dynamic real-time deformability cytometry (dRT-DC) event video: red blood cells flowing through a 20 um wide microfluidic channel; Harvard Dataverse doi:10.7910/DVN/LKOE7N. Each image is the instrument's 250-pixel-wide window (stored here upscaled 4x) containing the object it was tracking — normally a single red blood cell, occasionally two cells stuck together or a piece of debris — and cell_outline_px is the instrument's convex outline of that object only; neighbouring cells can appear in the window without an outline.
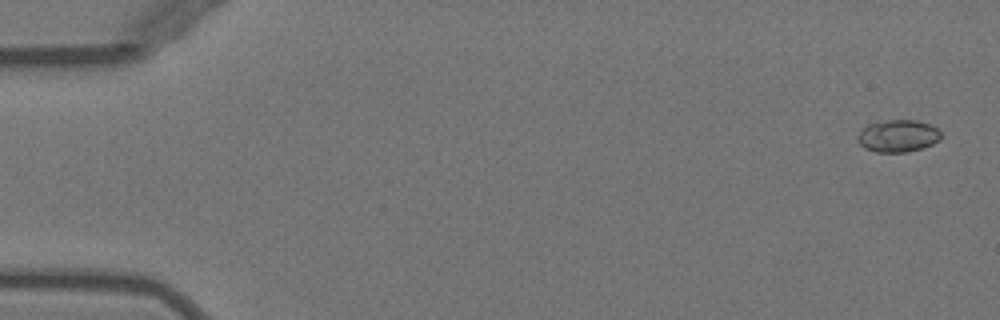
{"species": "Egyptian fruit bat (a non-hibernating species)", "species_latin": "Rousettus aegyptiacus", "temperature_condition": "warm", "stored_images_in_passage": 51, "camera_frame_rate_fps": 3000, "um_per_image_px": 0.085, "animal": {"sex": "female"}, "frame": {"image": 1, "passage_image": 2, "time_ms": 0.333, "image_size_px": [1000, 320], "cell_outline_px": [[940, 140], [932, 144], [920, 148], [904, 152], [876, 152], [864, 148], [856, 140], [856, 136], [868, 124], [888, 120], [916, 120], [928, 124], [936, 128], [940, 132]], "centroid_in_image_um": [76.29, 11.55], "position_along_channel_um": 8.7, "area_um2": 15.49}}
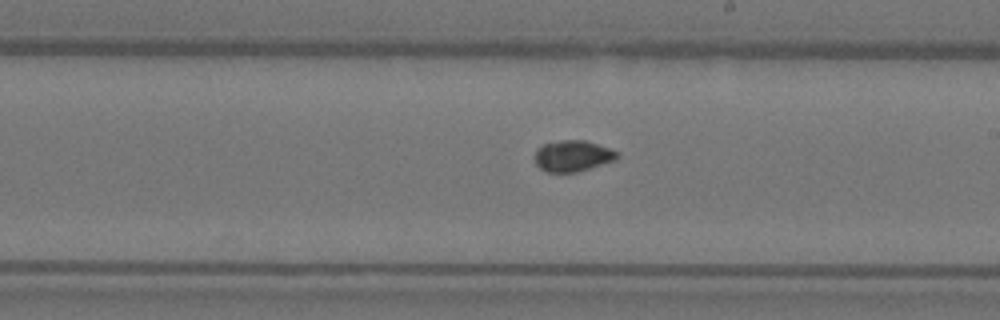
{"frame": {"image": 2, "passage_image": 30, "time_ms": 9.667, "image_size_px": [1000, 320], "cell_outline_px": [[620, 156], [616, 160], [576, 172], [548, 172], [540, 168], [536, 164], [536, 152], [544, 144], [560, 140], [584, 140], [620, 152]], "centroid_in_image_um": [48.72, 13.26], "position_along_channel_um": 240.3, "area_um2": 14.74}}
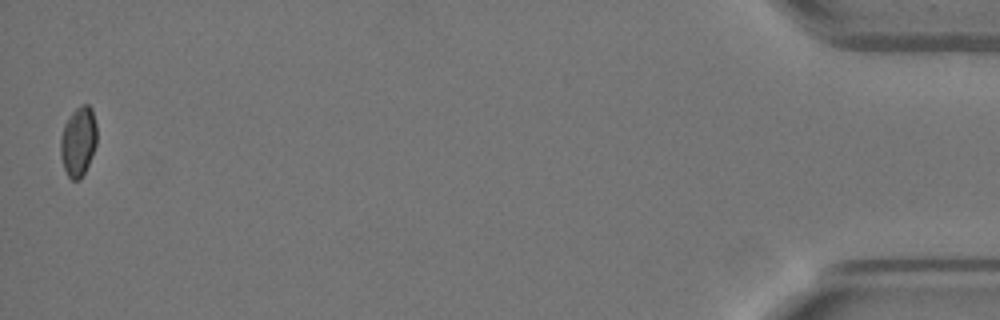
{"frame": {"image": 3, "passage_image": 51, "time_ms": 16.667, "image_size_px": [1000, 320], "cell_outline_px": [[96, 144], [88, 164], [80, 180], [72, 180], [68, 176], [64, 168], [60, 156], [60, 136], [64, 124], [72, 112], [80, 104], [88, 104], [92, 108], [96, 124]], "centroid_in_image_um": [6.64, 12.0], "position_along_channel_um": 428.6, "area_um2": 14.8}, "authors_computed_cell_mechanics": {"area_um2": 15.028, "velocity_mm_per_s": 3.995, "shape_relaxation_time_tau1_ms": null, "shape_relaxation_time_tau2_ms": 0.4141, "deformation_change_tau1": null, "deformation_change_tau2": 0.0355}}